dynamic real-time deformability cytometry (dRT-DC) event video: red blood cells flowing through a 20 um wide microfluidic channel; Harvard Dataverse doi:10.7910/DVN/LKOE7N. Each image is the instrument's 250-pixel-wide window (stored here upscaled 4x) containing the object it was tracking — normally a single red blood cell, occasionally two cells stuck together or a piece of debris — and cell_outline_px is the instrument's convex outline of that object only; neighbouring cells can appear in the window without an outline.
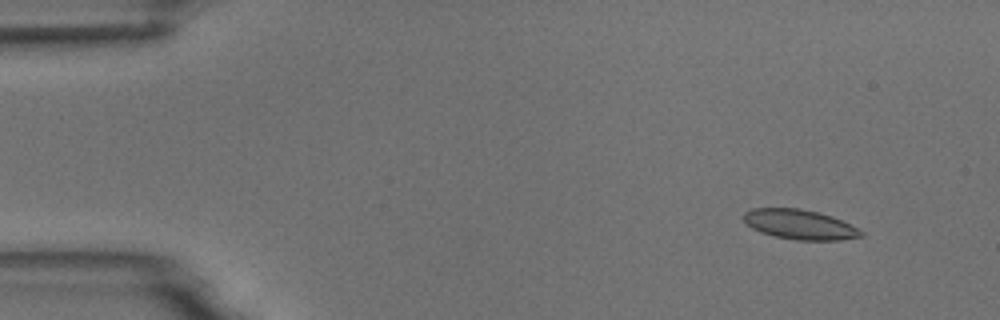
{"species": "common noctule bat (a hibernating species)", "species_latin": "Nyctalus noctula", "temperature_condition": "room temperature", "stored_images_in_passage": 6, "camera_frame_rate_fps": 3000, "um_per_image_px": 0.085, "animal": {"sex": "male", "body_mass_g": 18.8}, "frame": {"image": 1, "passage_image": 2, "time_ms": 1.333, "image_size_px": [1000, 320], "cell_outline_px": [[864, 236], [840, 240], [796, 240], [776, 236], [760, 232], [752, 228], [744, 220], [744, 212], [752, 208], [800, 208], [832, 216], [864, 232]], "centroid_in_image_um": [67.97, 19.08], "position_along_channel_um": 17.0, "area_um2": 20.17}}
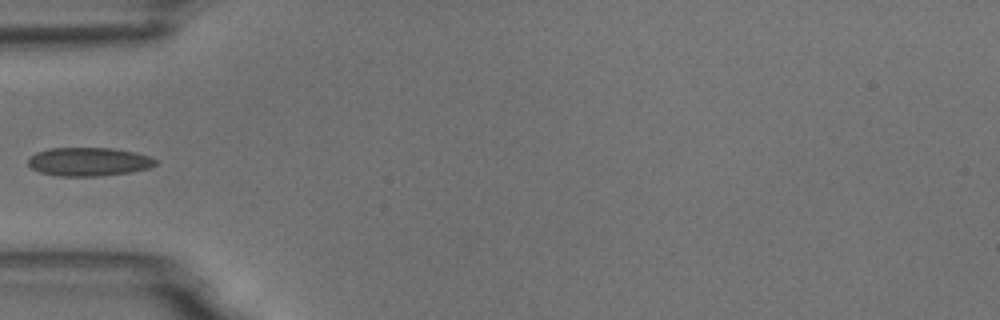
{"frame": {"image": 2, "passage_image": 5, "time_ms": 5.667, "image_size_px": [1000, 320], "cell_outline_px": [[156, 164], [148, 168], [128, 172], [100, 176], [60, 176], [40, 172], [32, 168], [28, 164], [28, 160], [36, 152], [48, 148], [112, 148], [136, 152], [148, 156], [156, 160]], "centroid_in_image_um": [7.53, 13.74], "position_along_channel_um": 77.5, "area_um2": 21.04}}